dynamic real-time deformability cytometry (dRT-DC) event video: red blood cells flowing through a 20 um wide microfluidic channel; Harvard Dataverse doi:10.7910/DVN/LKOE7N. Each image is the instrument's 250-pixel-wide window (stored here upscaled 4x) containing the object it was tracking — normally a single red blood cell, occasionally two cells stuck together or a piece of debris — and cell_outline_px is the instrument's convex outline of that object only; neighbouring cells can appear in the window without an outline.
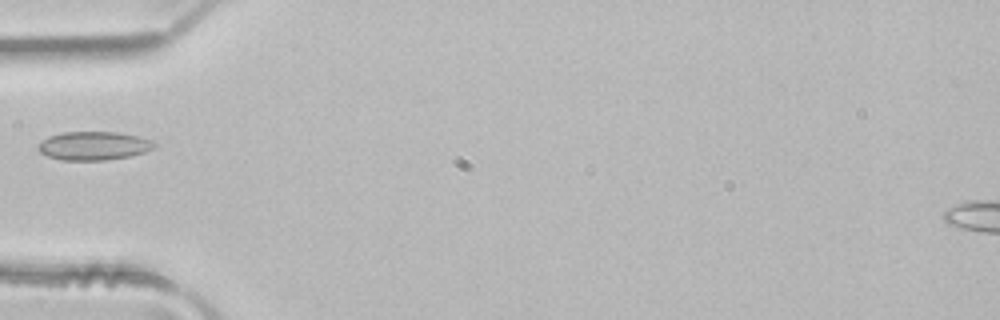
{"species": "common noctule bat (a hibernating species)", "species_latin": "Nyctalus noctula", "temperature_condition": "room temperature", "stored_images_in_passage": 5, "camera_frame_rate_fps": 3000, "um_per_image_px": 0.085, "animal": {"sex": "male", "body_mass_g": 21.5, "forearm_length_mm": 52.0}, "frame": {"image": 1, "passage_image": 5, "time_ms": 1.333, "image_size_px": [1000, 320], "cell_outline_px": [[156, 144], [152, 148], [144, 152], [128, 156], [104, 160], [64, 160], [48, 156], [40, 152], [36, 148], [48, 136], [64, 132], [116, 132], [140, 136], [152, 140]], "centroid_in_image_um": [7.97, 12.38], "position_along_channel_um": 77.0, "area_um2": 19.13}}